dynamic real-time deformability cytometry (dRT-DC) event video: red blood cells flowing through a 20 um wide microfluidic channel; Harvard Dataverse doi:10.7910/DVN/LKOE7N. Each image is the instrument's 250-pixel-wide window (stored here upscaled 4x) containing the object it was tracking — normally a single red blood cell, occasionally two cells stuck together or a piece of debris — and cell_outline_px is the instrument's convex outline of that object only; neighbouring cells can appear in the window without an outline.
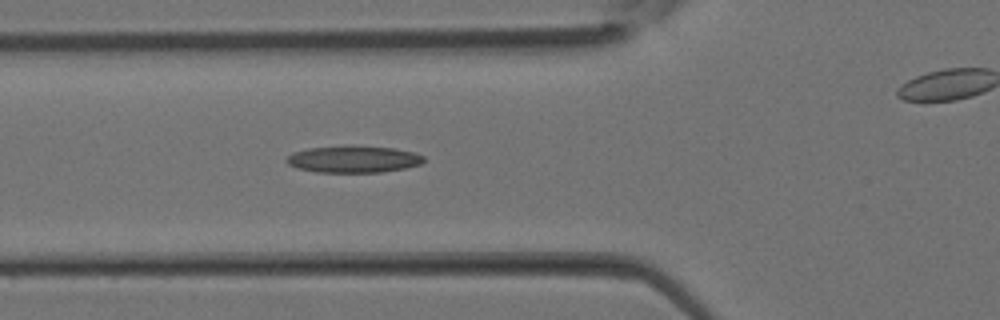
{"species": "Egyptian fruit bat (a non-hibernating species)", "species_latin": "Rousettus aegyptiacus", "temperature_condition": "room temperature", "stored_images_in_passage": 32, "camera_frame_rate_fps": 3000, "um_per_image_px": 0.085, "animal": {"sex": "female"}, "frame": {"image": 1, "passage_image": 10, "time_ms": 3.0, "image_size_px": [1000, 320], "cell_outline_px": [[424, 160], [420, 164], [404, 168], [380, 172], [316, 172], [296, 168], [288, 164], [284, 160], [292, 152], [308, 148], [348, 144], [396, 148], [416, 152], [424, 156]], "centroid_in_image_um": [30.02, 13.5], "position_along_channel_um": 95.8, "area_um2": 21.96}}
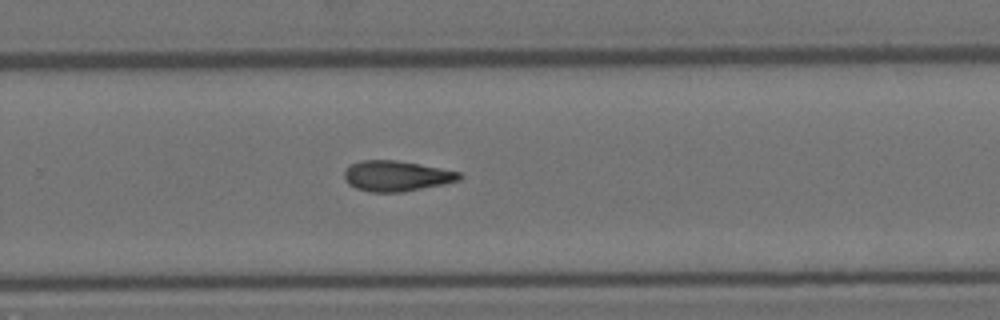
{"frame": {"image": 2, "passage_image": 20, "time_ms": 6.333, "image_size_px": [1000, 320], "cell_outline_px": [[464, 176], [460, 180], [444, 184], [400, 192], [372, 192], [356, 188], [348, 184], [344, 176], [344, 172], [352, 164], [360, 160], [396, 160], [460, 172]], "centroid_in_image_um": [33.7, 14.96], "position_along_channel_um": 296.1, "area_um2": 20.23}}
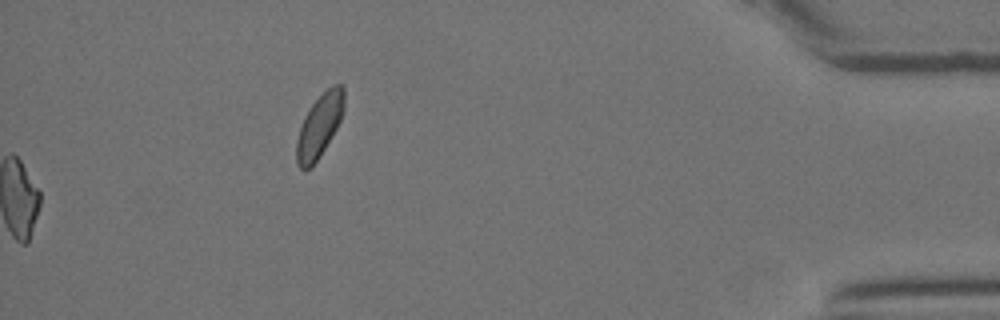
{"frame": {"image": 3, "passage_image": 32, "time_ms": 10.333, "image_size_px": [1000, 320], "cell_outline_px": [[344, 108], [340, 120], [336, 128], [320, 156], [312, 168], [304, 172], [296, 164], [296, 140], [304, 116], [312, 104], [332, 84], [340, 84], [344, 88]], "centroid_in_image_um": [27.13, 10.74], "position_along_channel_um": 408.1, "area_um2": 17.51}}